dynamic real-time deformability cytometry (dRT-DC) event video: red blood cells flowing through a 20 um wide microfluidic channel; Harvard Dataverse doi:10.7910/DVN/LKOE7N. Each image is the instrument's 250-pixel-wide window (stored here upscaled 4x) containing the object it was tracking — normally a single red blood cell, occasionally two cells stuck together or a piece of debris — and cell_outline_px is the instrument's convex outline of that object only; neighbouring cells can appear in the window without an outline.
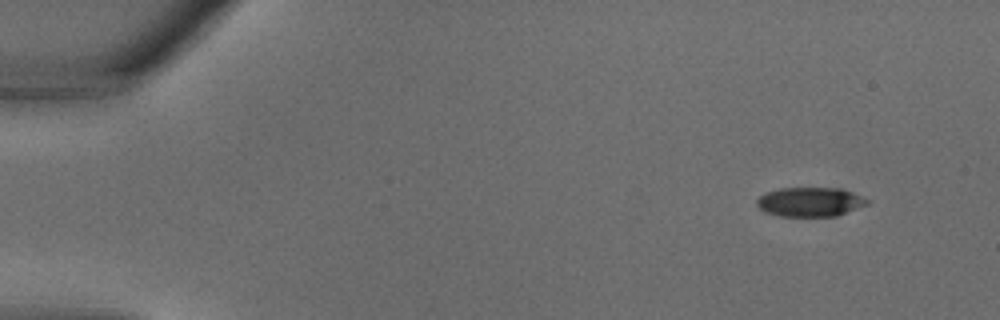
{"species": "common noctule bat (a hibernating species)", "species_latin": "Nyctalus noctula", "temperature_condition": "warm", "stored_images_in_passage": 12, "camera_frame_rate_fps": 3000, "um_per_image_px": 0.085, "animal": {"sex": "male", "body_mass_g": 18.8}, "frame": {"image": 1, "passage_image": 1, "time_ms": 0.0, "image_size_px": [1000, 320], "cell_outline_px": [[872, 200], [868, 204], [836, 216], [780, 216], [764, 212], [756, 204], [756, 200], [760, 196], [768, 192], [780, 188], [844, 188], [864, 196]], "centroid_in_image_um": [68.91, 17.15], "position_along_channel_um": 16.1, "area_um2": 19.02}}
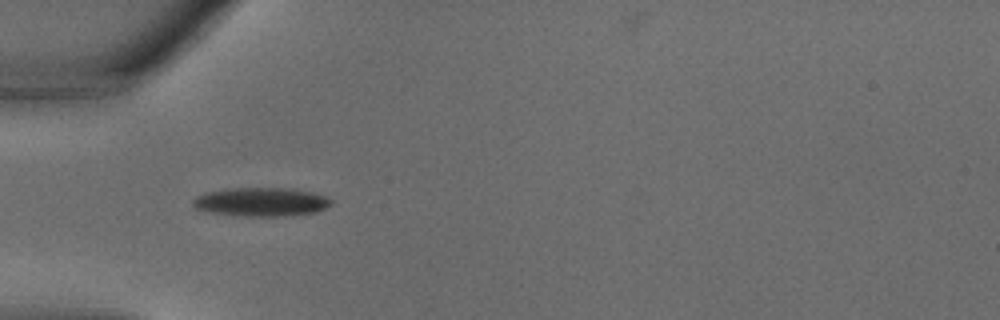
{"frame": {"image": 2, "passage_image": 9, "time_ms": 2.667, "image_size_px": [1000, 320], "cell_outline_px": [[332, 204], [316, 212], [292, 216], [240, 216], [204, 212], [196, 208], [192, 204], [192, 200], [196, 196], [204, 192], [232, 188], [292, 188], [312, 192], [328, 196], [332, 200]], "centroid_in_image_um": [22.19, 17.17], "position_along_channel_um": 62.8, "area_um2": 23.58}}